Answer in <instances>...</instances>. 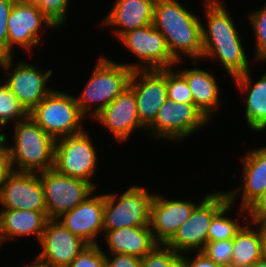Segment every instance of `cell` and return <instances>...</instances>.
<instances>
[{"mask_svg": "<svg viewBox=\"0 0 266 267\" xmlns=\"http://www.w3.org/2000/svg\"><path fill=\"white\" fill-rule=\"evenodd\" d=\"M233 204L229 201L212 219L209 231L208 241H223L233 239L241 229L238 220L227 217ZM226 216V217H225Z\"/></svg>", "mask_w": 266, "mask_h": 267, "instance_id": "cell-27", "label": "cell"}, {"mask_svg": "<svg viewBox=\"0 0 266 267\" xmlns=\"http://www.w3.org/2000/svg\"><path fill=\"white\" fill-rule=\"evenodd\" d=\"M85 131L55 140L53 168L66 176L84 179L96 188L91 179L98 166L97 150Z\"/></svg>", "mask_w": 266, "mask_h": 267, "instance_id": "cell-8", "label": "cell"}, {"mask_svg": "<svg viewBox=\"0 0 266 267\" xmlns=\"http://www.w3.org/2000/svg\"><path fill=\"white\" fill-rule=\"evenodd\" d=\"M261 224L266 227V218L261 222Z\"/></svg>", "mask_w": 266, "mask_h": 267, "instance_id": "cell-46", "label": "cell"}, {"mask_svg": "<svg viewBox=\"0 0 266 267\" xmlns=\"http://www.w3.org/2000/svg\"><path fill=\"white\" fill-rule=\"evenodd\" d=\"M178 0H156L153 26L166 40L171 56L182 61V53L194 62L202 58V22ZM197 59V60H196Z\"/></svg>", "mask_w": 266, "mask_h": 267, "instance_id": "cell-2", "label": "cell"}, {"mask_svg": "<svg viewBox=\"0 0 266 267\" xmlns=\"http://www.w3.org/2000/svg\"><path fill=\"white\" fill-rule=\"evenodd\" d=\"M207 122L209 121L194 103H175L167 98L146 130H149V135L155 139L182 141L204 127Z\"/></svg>", "mask_w": 266, "mask_h": 267, "instance_id": "cell-11", "label": "cell"}, {"mask_svg": "<svg viewBox=\"0 0 266 267\" xmlns=\"http://www.w3.org/2000/svg\"><path fill=\"white\" fill-rule=\"evenodd\" d=\"M196 203L185 200H167L154 194L150 205V228L158 244H166L178 228L189 219Z\"/></svg>", "mask_w": 266, "mask_h": 267, "instance_id": "cell-18", "label": "cell"}, {"mask_svg": "<svg viewBox=\"0 0 266 267\" xmlns=\"http://www.w3.org/2000/svg\"><path fill=\"white\" fill-rule=\"evenodd\" d=\"M188 82L194 99V105L209 121L212 113L220 103L217 79L208 70L199 68L183 69L179 71Z\"/></svg>", "mask_w": 266, "mask_h": 267, "instance_id": "cell-24", "label": "cell"}, {"mask_svg": "<svg viewBox=\"0 0 266 267\" xmlns=\"http://www.w3.org/2000/svg\"><path fill=\"white\" fill-rule=\"evenodd\" d=\"M259 226V239H260V251L261 259L266 261V227L261 223H252Z\"/></svg>", "mask_w": 266, "mask_h": 267, "instance_id": "cell-40", "label": "cell"}, {"mask_svg": "<svg viewBox=\"0 0 266 267\" xmlns=\"http://www.w3.org/2000/svg\"><path fill=\"white\" fill-rule=\"evenodd\" d=\"M228 202L229 196L225 191L207 194L166 245L179 254L187 255L188 251H202L208 241V231L213 217Z\"/></svg>", "mask_w": 266, "mask_h": 267, "instance_id": "cell-6", "label": "cell"}, {"mask_svg": "<svg viewBox=\"0 0 266 267\" xmlns=\"http://www.w3.org/2000/svg\"><path fill=\"white\" fill-rule=\"evenodd\" d=\"M39 174L43 187L47 217L57 219L83 202L96 188L88 181L69 177L54 168Z\"/></svg>", "mask_w": 266, "mask_h": 267, "instance_id": "cell-9", "label": "cell"}, {"mask_svg": "<svg viewBox=\"0 0 266 267\" xmlns=\"http://www.w3.org/2000/svg\"><path fill=\"white\" fill-rule=\"evenodd\" d=\"M183 267H223L213 260H210L205 254L201 251L196 253V256L193 259H190L184 254H182Z\"/></svg>", "mask_w": 266, "mask_h": 267, "instance_id": "cell-38", "label": "cell"}, {"mask_svg": "<svg viewBox=\"0 0 266 267\" xmlns=\"http://www.w3.org/2000/svg\"><path fill=\"white\" fill-rule=\"evenodd\" d=\"M243 185L236 190L227 191L229 201L234 204L236 195H241V215L246 208L266 190V146L249 150L242 156Z\"/></svg>", "mask_w": 266, "mask_h": 267, "instance_id": "cell-20", "label": "cell"}, {"mask_svg": "<svg viewBox=\"0 0 266 267\" xmlns=\"http://www.w3.org/2000/svg\"><path fill=\"white\" fill-rule=\"evenodd\" d=\"M16 0H0V46L8 52L7 20Z\"/></svg>", "mask_w": 266, "mask_h": 267, "instance_id": "cell-35", "label": "cell"}, {"mask_svg": "<svg viewBox=\"0 0 266 267\" xmlns=\"http://www.w3.org/2000/svg\"><path fill=\"white\" fill-rule=\"evenodd\" d=\"M14 124V145L10 146L13 171L38 173L52 169L55 140L30 116Z\"/></svg>", "mask_w": 266, "mask_h": 267, "instance_id": "cell-3", "label": "cell"}, {"mask_svg": "<svg viewBox=\"0 0 266 267\" xmlns=\"http://www.w3.org/2000/svg\"><path fill=\"white\" fill-rule=\"evenodd\" d=\"M43 26L56 29L36 4L16 0L7 20L8 53L13 56L12 49L17 45L32 50L40 42Z\"/></svg>", "mask_w": 266, "mask_h": 267, "instance_id": "cell-12", "label": "cell"}, {"mask_svg": "<svg viewBox=\"0 0 266 267\" xmlns=\"http://www.w3.org/2000/svg\"><path fill=\"white\" fill-rule=\"evenodd\" d=\"M204 2L208 29L202 23V58L217 57L232 78L245 74L250 62L232 17L220 0Z\"/></svg>", "mask_w": 266, "mask_h": 267, "instance_id": "cell-1", "label": "cell"}, {"mask_svg": "<svg viewBox=\"0 0 266 267\" xmlns=\"http://www.w3.org/2000/svg\"><path fill=\"white\" fill-rule=\"evenodd\" d=\"M93 119L104 125L119 142L127 141L133 130H146L139 120L135 93L129 86Z\"/></svg>", "mask_w": 266, "mask_h": 267, "instance_id": "cell-17", "label": "cell"}, {"mask_svg": "<svg viewBox=\"0 0 266 267\" xmlns=\"http://www.w3.org/2000/svg\"><path fill=\"white\" fill-rule=\"evenodd\" d=\"M11 57L12 56L0 46V68L4 69Z\"/></svg>", "mask_w": 266, "mask_h": 267, "instance_id": "cell-41", "label": "cell"}, {"mask_svg": "<svg viewBox=\"0 0 266 267\" xmlns=\"http://www.w3.org/2000/svg\"><path fill=\"white\" fill-rule=\"evenodd\" d=\"M69 0H39L36 5L56 28L66 20Z\"/></svg>", "mask_w": 266, "mask_h": 267, "instance_id": "cell-34", "label": "cell"}, {"mask_svg": "<svg viewBox=\"0 0 266 267\" xmlns=\"http://www.w3.org/2000/svg\"><path fill=\"white\" fill-rule=\"evenodd\" d=\"M241 229L233 238L230 267H250L261 259L259 228L253 229L242 223Z\"/></svg>", "mask_w": 266, "mask_h": 267, "instance_id": "cell-26", "label": "cell"}, {"mask_svg": "<svg viewBox=\"0 0 266 267\" xmlns=\"http://www.w3.org/2000/svg\"><path fill=\"white\" fill-rule=\"evenodd\" d=\"M246 210L251 218L250 223H261L266 218V190Z\"/></svg>", "mask_w": 266, "mask_h": 267, "instance_id": "cell-36", "label": "cell"}, {"mask_svg": "<svg viewBox=\"0 0 266 267\" xmlns=\"http://www.w3.org/2000/svg\"><path fill=\"white\" fill-rule=\"evenodd\" d=\"M67 267H107L105 252L98 244H88Z\"/></svg>", "mask_w": 266, "mask_h": 267, "instance_id": "cell-33", "label": "cell"}, {"mask_svg": "<svg viewBox=\"0 0 266 267\" xmlns=\"http://www.w3.org/2000/svg\"><path fill=\"white\" fill-rule=\"evenodd\" d=\"M118 40L138 58L139 63H124L132 70L171 68L177 62L171 56L164 35L153 24L130 30Z\"/></svg>", "mask_w": 266, "mask_h": 267, "instance_id": "cell-10", "label": "cell"}, {"mask_svg": "<svg viewBox=\"0 0 266 267\" xmlns=\"http://www.w3.org/2000/svg\"><path fill=\"white\" fill-rule=\"evenodd\" d=\"M0 206L3 209L47 212L44 191L38 173L16 171L9 173L2 188Z\"/></svg>", "mask_w": 266, "mask_h": 267, "instance_id": "cell-16", "label": "cell"}, {"mask_svg": "<svg viewBox=\"0 0 266 267\" xmlns=\"http://www.w3.org/2000/svg\"><path fill=\"white\" fill-rule=\"evenodd\" d=\"M12 171L13 170H0V196H1V193H2V188L4 186L5 178Z\"/></svg>", "mask_w": 266, "mask_h": 267, "instance_id": "cell-42", "label": "cell"}, {"mask_svg": "<svg viewBox=\"0 0 266 267\" xmlns=\"http://www.w3.org/2000/svg\"><path fill=\"white\" fill-rule=\"evenodd\" d=\"M249 19L256 41L254 59L266 62V3L262 8L251 11Z\"/></svg>", "mask_w": 266, "mask_h": 267, "instance_id": "cell-31", "label": "cell"}, {"mask_svg": "<svg viewBox=\"0 0 266 267\" xmlns=\"http://www.w3.org/2000/svg\"><path fill=\"white\" fill-rule=\"evenodd\" d=\"M155 2L156 0H115L102 22L115 27L113 33L119 38L130 30L153 24Z\"/></svg>", "mask_w": 266, "mask_h": 267, "instance_id": "cell-21", "label": "cell"}, {"mask_svg": "<svg viewBox=\"0 0 266 267\" xmlns=\"http://www.w3.org/2000/svg\"><path fill=\"white\" fill-rule=\"evenodd\" d=\"M7 137L0 133V170H13L10 159V146H7Z\"/></svg>", "mask_w": 266, "mask_h": 267, "instance_id": "cell-39", "label": "cell"}, {"mask_svg": "<svg viewBox=\"0 0 266 267\" xmlns=\"http://www.w3.org/2000/svg\"><path fill=\"white\" fill-rule=\"evenodd\" d=\"M36 256L50 267H67L88 244L66 229L57 219H49L39 241Z\"/></svg>", "mask_w": 266, "mask_h": 267, "instance_id": "cell-15", "label": "cell"}, {"mask_svg": "<svg viewBox=\"0 0 266 267\" xmlns=\"http://www.w3.org/2000/svg\"><path fill=\"white\" fill-rule=\"evenodd\" d=\"M25 3H32V4H36L39 0H19Z\"/></svg>", "mask_w": 266, "mask_h": 267, "instance_id": "cell-45", "label": "cell"}, {"mask_svg": "<svg viewBox=\"0 0 266 267\" xmlns=\"http://www.w3.org/2000/svg\"><path fill=\"white\" fill-rule=\"evenodd\" d=\"M105 259L107 267H142L140 258L128 254H105Z\"/></svg>", "mask_w": 266, "mask_h": 267, "instance_id": "cell-37", "label": "cell"}, {"mask_svg": "<svg viewBox=\"0 0 266 267\" xmlns=\"http://www.w3.org/2000/svg\"><path fill=\"white\" fill-rule=\"evenodd\" d=\"M142 267H183L182 254L166 244H157L141 259Z\"/></svg>", "mask_w": 266, "mask_h": 267, "instance_id": "cell-29", "label": "cell"}, {"mask_svg": "<svg viewBox=\"0 0 266 267\" xmlns=\"http://www.w3.org/2000/svg\"><path fill=\"white\" fill-rule=\"evenodd\" d=\"M29 116V112L11 92L8 84H0V126L5 127L8 122H18Z\"/></svg>", "mask_w": 266, "mask_h": 267, "instance_id": "cell-28", "label": "cell"}, {"mask_svg": "<svg viewBox=\"0 0 266 267\" xmlns=\"http://www.w3.org/2000/svg\"><path fill=\"white\" fill-rule=\"evenodd\" d=\"M47 212L26 209H2L0 217V245L16 237L36 236L40 241L46 223Z\"/></svg>", "mask_w": 266, "mask_h": 267, "instance_id": "cell-22", "label": "cell"}, {"mask_svg": "<svg viewBox=\"0 0 266 267\" xmlns=\"http://www.w3.org/2000/svg\"><path fill=\"white\" fill-rule=\"evenodd\" d=\"M153 196L138 185L130 186L120 196L115 193L104 194L103 231L149 225Z\"/></svg>", "mask_w": 266, "mask_h": 267, "instance_id": "cell-7", "label": "cell"}, {"mask_svg": "<svg viewBox=\"0 0 266 267\" xmlns=\"http://www.w3.org/2000/svg\"><path fill=\"white\" fill-rule=\"evenodd\" d=\"M232 249L233 239L223 241H207L201 252L215 263L223 267H230Z\"/></svg>", "mask_w": 266, "mask_h": 267, "instance_id": "cell-32", "label": "cell"}, {"mask_svg": "<svg viewBox=\"0 0 266 267\" xmlns=\"http://www.w3.org/2000/svg\"><path fill=\"white\" fill-rule=\"evenodd\" d=\"M133 70L123 63H116L106 57L97 60L95 69L90 75L86 87L76 102L80 111L91 118L110 104L128 86ZM94 104H98L94 107ZM92 109V110H90Z\"/></svg>", "mask_w": 266, "mask_h": 267, "instance_id": "cell-4", "label": "cell"}, {"mask_svg": "<svg viewBox=\"0 0 266 267\" xmlns=\"http://www.w3.org/2000/svg\"><path fill=\"white\" fill-rule=\"evenodd\" d=\"M167 98L175 103H194V99L185 77L171 68H166Z\"/></svg>", "mask_w": 266, "mask_h": 267, "instance_id": "cell-30", "label": "cell"}, {"mask_svg": "<svg viewBox=\"0 0 266 267\" xmlns=\"http://www.w3.org/2000/svg\"><path fill=\"white\" fill-rule=\"evenodd\" d=\"M249 71L233 80L243 93L247 91L245 119L248 126L260 132L266 129V72L253 85Z\"/></svg>", "mask_w": 266, "mask_h": 267, "instance_id": "cell-25", "label": "cell"}, {"mask_svg": "<svg viewBox=\"0 0 266 267\" xmlns=\"http://www.w3.org/2000/svg\"><path fill=\"white\" fill-rule=\"evenodd\" d=\"M30 266H23V267H50L48 264H45V263H43V262H41L40 260H38L37 258H35L34 260H33V262L32 263H30L29 264Z\"/></svg>", "mask_w": 266, "mask_h": 267, "instance_id": "cell-43", "label": "cell"}, {"mask_svg": "<svg viewBox=\"0 0 266 267\" xmlns=\"http://www.w3.org/2000/svg\"><path fill=\"white\" fill-rule=\"evenodd\" d=\"M129 87L135 93L139 120L147 128L167 99L166 68L133 70Z\"/></svg>", "mask_w": 266, "mask_h": 267, "instance_id": "cell-14", "label": "cell"}, {"mask_svg": "<svg viewBox=\"0 0 266 267\" xmlns=\"http://www.w3.org/2000/svg\"><path fill=\"white\" fill-rule=\"evenodd\" d=\"M12 61L13 56L3 69L6 72L12 71L10 74L8 73L9 78L6 83L24 108L30 112L52 91L51 88H47V81L49 78L51 79L53 71L49 69L44 72L24 61L13 67Z\"/></svg>", "mask_w": 266, "mask_h": 267, "instance_id": "cell-13", "label": "cell"}, {"mask_svg": "<svg viewBox=\"0 0 266 267\" xmlns=\"http://www.w3.org/2000/svg\"><path fill=\"white\" fill-rule=\"evenodd\" d=\"M95 190L74 209L57 220L87 244H98L96 236L103 231L104 194L93 196Z\"/></svg>", "mask_w": 266, "mask_h": 267, "instance_id": "cell-19", "label": "cell"}, {"mask_svg": "<svg viewBox=\"0 0 266 267\" xmlns=\"http://www.w3.org/2000/svg\"><path fill=\"white\" fill-rule=\"evenodd\" d=\"M103 232L111 254H128L142 259L158 244L150 225Z\"/></svg>", "mask_w": 266, "mask_h": 267, "instance_id": "cell-23", "label": "cell"}, {"mask_svg": "<svg viewBox=\"0 0 266 267\" xmlns=\"http://www.w3.org/2000/svg\"><path fill=\"white\" fill-rule=\"evenodd\" d=\"M250 267H266V261L263 259H260L259 261H256L253 263Z\"/></svg>", "mask_w": 266, "mask_h": 267, "instance_id": "cell-44", "label": "cell"}, {"mask_svg": "<svg viewBox=\"0 0 266 267\" xmlns=\"http://www.w3.org/2000/svg\"><path fill=\"white\" fill-rule=\"evenodd\" d=\"M29 116L54 140L83 132L86 117L71 94L52 90Z\"/></svg>", "mask_w": 266, "mask_h": 267, "instance_id": "cell-5", "label": "cell"}]
</instances>
